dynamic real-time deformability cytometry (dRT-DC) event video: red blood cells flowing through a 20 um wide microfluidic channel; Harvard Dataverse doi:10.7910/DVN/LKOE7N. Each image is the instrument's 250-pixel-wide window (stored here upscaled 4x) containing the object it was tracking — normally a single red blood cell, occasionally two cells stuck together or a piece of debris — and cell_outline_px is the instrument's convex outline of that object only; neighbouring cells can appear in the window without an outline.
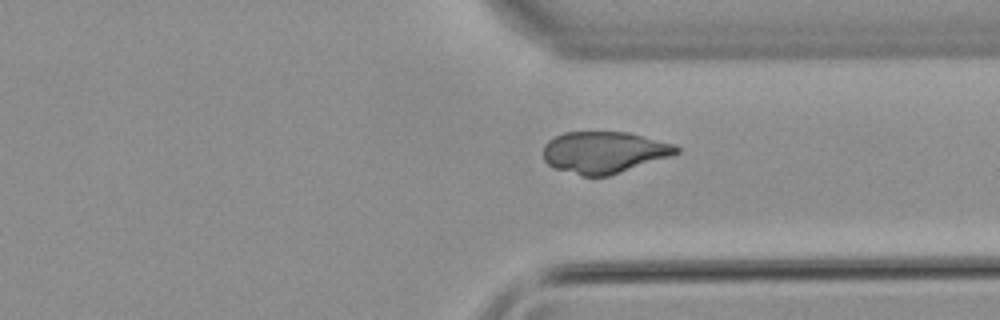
{"species": "common noctule bat (a hibernating species)", "species_latin": "Nyctalus noctula", "temperature_condition": "warm", "stored_images_in_passage": 33, "camera_frame_rate_fps": 3000, "um_per_image_px": 0.085, "animal": {"sex": "male", "body_mass_g": 21.5, "forearm_length_mm": 52.0}, "frame": {"image": 1, "passage_image": 24, "time_ms": 7.667, "image_size_px": [1000, 320], "cell_outline_px": [[680, 152], [672, 156], [608, 176], [584, 176], [556, 168], [548, 164], [544, 160], [544, 144], [548, 140], [564, 132], [628, 132], [676, 144], [680, 148]], "centroid_in_image_um": [51.39, 12.93], "position_along_channel_um": 360.0, "area_um2": 32.31}}
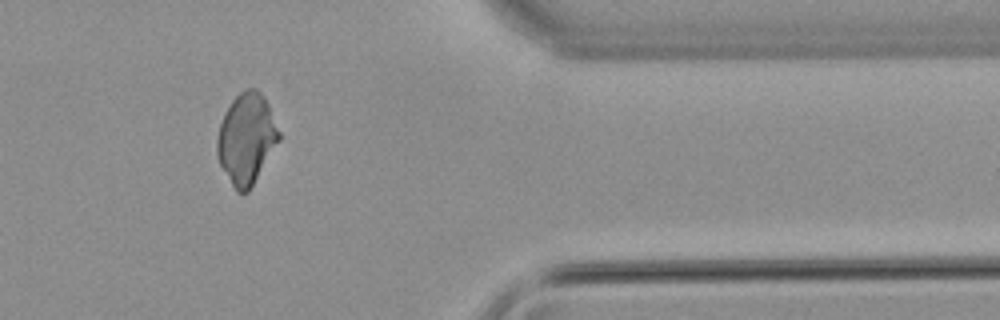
{"frame": {"image": 2, "passage_image": 28, "time_ms": 9.0, "image_size_px": [1000, 320], "cell_outline_px": [[280, 140], [248, 192], [236, 192], [220, 164], [216, 152], [216, 140], [220, 124], [224, 112], [232, 100], [240, 92], [248, 88], [256, 88], [264, 96], [268, 104], [280, 132]], "centroid_in_image_um": [20.94, 11.77], "position_along_channel_um": 390.5, "area_um2": 32.54}}